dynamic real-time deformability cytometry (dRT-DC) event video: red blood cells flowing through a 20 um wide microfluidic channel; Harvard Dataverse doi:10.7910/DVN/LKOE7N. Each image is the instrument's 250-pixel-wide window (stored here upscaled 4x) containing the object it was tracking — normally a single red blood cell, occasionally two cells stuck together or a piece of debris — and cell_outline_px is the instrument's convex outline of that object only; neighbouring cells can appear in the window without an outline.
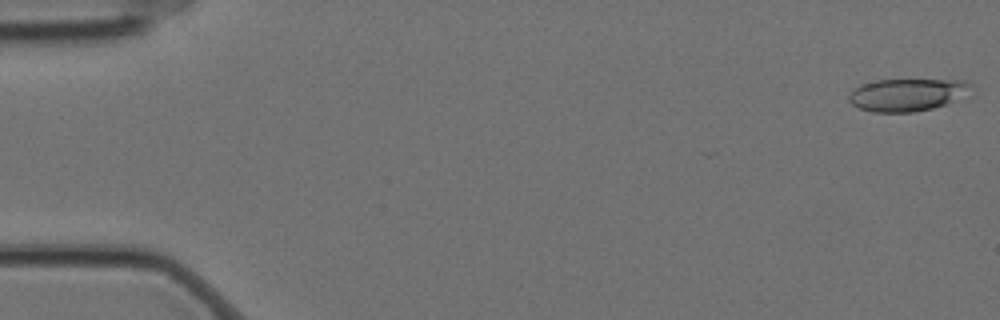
{"species": "Egyptian fruit bat (a non-hibernating species)", "species_latin": "Rousettus aegyptiacus", "temperature_condition": "cold", "stored_images_in_passage": 3, "camera_frame_rate_fps": 3000, "um_per_image_px": 0.085, "animal": {"sex": "female"}, "frame": {"image": 1, "passage_image": 1, "time_ms": 0.0, "image_size_px": [1000, 320], "cell_outline_px": [[976, 92], [944, 104], [932, 108], [912, 112], [872, 112], [860, 108], [852, 104], [848, 100], [848, 96], [860, 84], [876, 80], [964, 80], [972, 84]], "centroid_in_image_um": [77.18, 8.04], "position_along_channel_um": 7.8, "area_um2": 23.29}}